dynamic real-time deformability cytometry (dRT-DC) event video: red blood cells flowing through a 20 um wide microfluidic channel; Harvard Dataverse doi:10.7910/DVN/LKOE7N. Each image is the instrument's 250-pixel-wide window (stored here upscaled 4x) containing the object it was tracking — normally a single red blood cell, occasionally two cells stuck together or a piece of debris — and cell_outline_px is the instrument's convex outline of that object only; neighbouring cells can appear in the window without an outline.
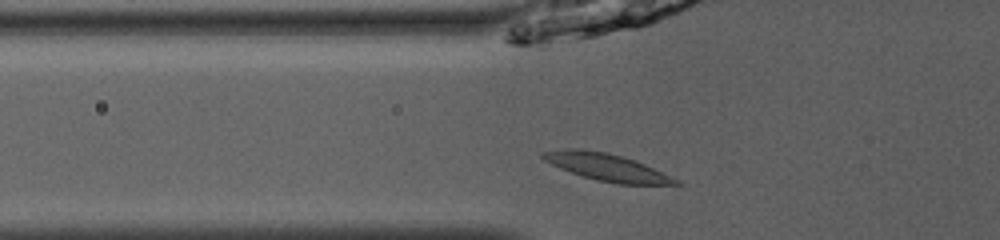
{"species": "common noctule bat (a hibernating species)", "species_latin": "Nyctalus noctula", "temperature_condition": "room temperature", "stored_images_in_passage": 35, "camera_frame_rate_fps": 3000, "um_per_image_px": 0.085, "animal": {"sex": "male", "body_mass_g": 13.0, "forearm_length_mm": 53.1}, "frame": {"image": 1, "passage_image": 3, "time_ms": 0.667, "image_size_px": [1000, 240], "cell_outline_px": [[684, 184], [616, 184], [596, 180], [560, 168], [544, 160], [540, 156], [540, 152], [572, 148], [576, 148], [604, 152], [620, 156], [644, 164], [680, 180]], "centroid_in_image_um": [51.57, 14.22], "position_along_channel_um": 74.2, "area_um2": 20.63}}
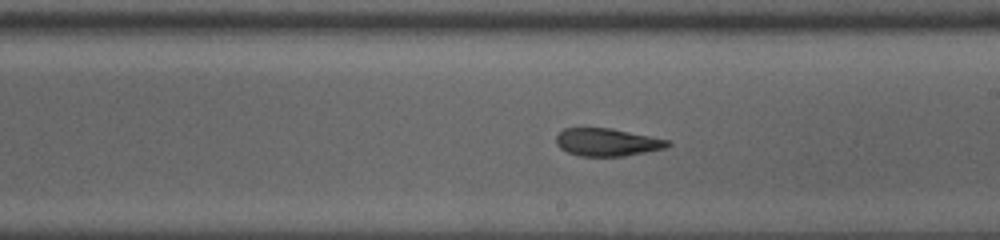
{"frame": {"image": 2, "passage_image": 15, "time_ms": 4.667, "image_size_px": [1000, 240], "cell_outline_px": [[672, 144], [664, 148], [624, 156], [580, 156], [568, 152], [560, 148], [556, 144], [556, 136], [564, 128], [612, 128], [668, 140]], "centroid_in_image_um": [51.58, 12.08], "position_along_channel_um": 237.4, "area_um2": 17.86}}
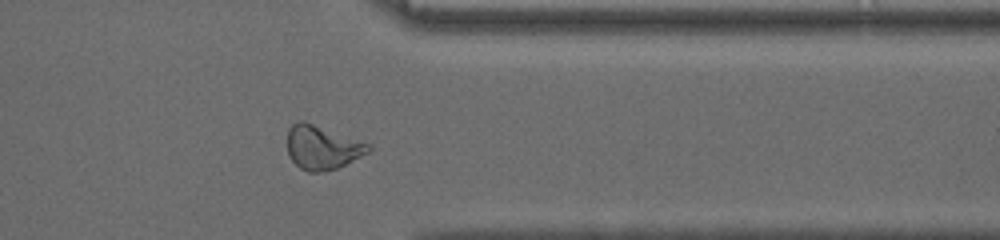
{"frame": {"image": 3, "passage_image": 26, "time_ms": 8.333, "image_size_px": [1000, 240], "cell_outline_px": [[372, 148], [368, 152], [336, 168], [320, 172], [308, 172], [300, 168], [288, 156], [288, 128], [292, 124], [300, 120], [304, 120], [372, 144]], "centroid_in_image_um": [27.38, 12.51], "position_along_channel_um": 384.0, "area_um2": 20.75}, "authors_computed_cell_mechanics": {"area_um2": 19.363, "velocity_mm_per_s": 4.0634, "shape_relaxation_time_tau1_ms": 11.2753, "shape_relaxation_time_tau2_ms": 2.5569, "deformation_change_tau1": 0.2328, "deformation_change_tau2": 0.0944}}